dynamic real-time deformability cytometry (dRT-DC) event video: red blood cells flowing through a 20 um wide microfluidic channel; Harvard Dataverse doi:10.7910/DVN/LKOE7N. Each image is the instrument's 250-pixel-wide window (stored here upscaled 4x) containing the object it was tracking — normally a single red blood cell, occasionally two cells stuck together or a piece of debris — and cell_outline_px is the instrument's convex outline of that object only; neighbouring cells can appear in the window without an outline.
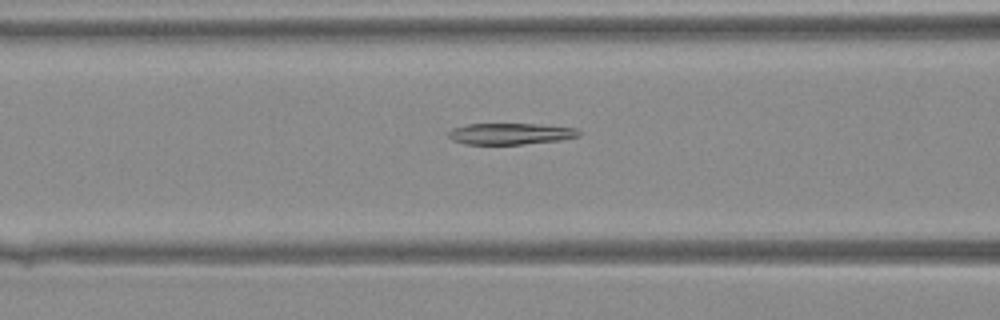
{"species": "Egyptian fruit bat (a non-hibernating species)", "species_latin": "Rousettus aegyptiacus", "temperature_condition": "warm", "stored_images_in_passage": 29, "camera_frame_rate_fps": 3000, "um_per_image_px": 0.085, "animal": {"sex": "female"}, "frame": {"image": 1, "passage_image": 7, "time_ms": 2.0, "image_size_px": [1000, 320], "cell_outline_px": [[580, 136], [560, 140], [524, 144], [464, 144], [452, 140], [448, 136], [448, 132], [452, 128], [468, 124], [536, 124], [576, 128], [580, 132]], "centroid_in_image_um": [43.37, 11.37], "position_along_channel_um": 123.2, "area_um2": 16.18}}
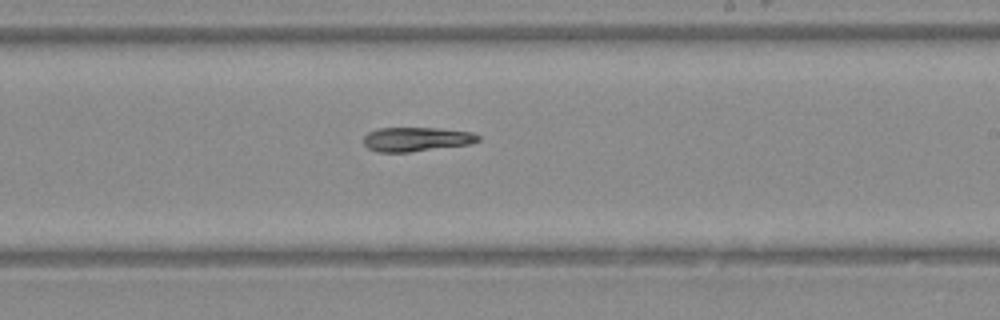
{"frame": {"image": 2, "passage_image": 15, "time_ms": 4.667, "image_size_px": [1000, 320], "cell_outline_px": [[480, 140], [472, 144], [408, 152], [376, 152], [368, 148], [364, 144], [364, 136], [368, 132], [380, 128], [440, 128], [472, 132], [480, 136]], "centroid_in_image_um": [35.41, 11.83], "position_along_channel_um": 253.6, "area_um2": 16.24}}
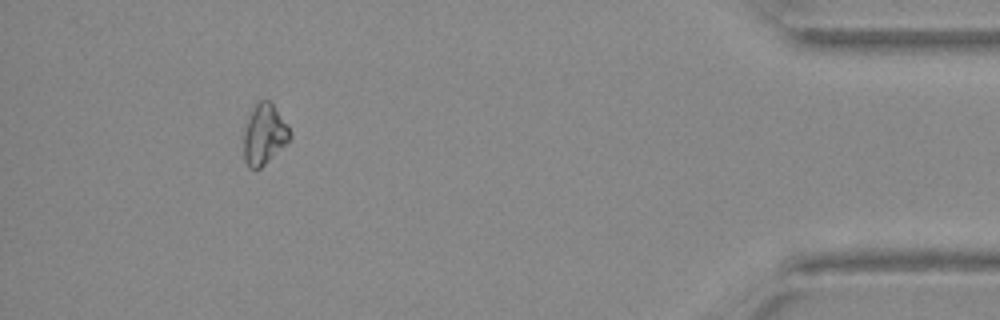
{"frame": {"image": 3, "passage_image": 28, "time_ms": 9.0, "image_size_px": [1000, 320], "cell_outline_px": [[292, 136], [260, 168], [248, 168], [244, 160], [244, 128], [252, 108], [260, 100], [268, 100], [272, 104], [292, 132]], "centroid_in_image_um": [22.43, 11.41], "position_along_channel_um": 412.8, "area_um2": 15.84}}